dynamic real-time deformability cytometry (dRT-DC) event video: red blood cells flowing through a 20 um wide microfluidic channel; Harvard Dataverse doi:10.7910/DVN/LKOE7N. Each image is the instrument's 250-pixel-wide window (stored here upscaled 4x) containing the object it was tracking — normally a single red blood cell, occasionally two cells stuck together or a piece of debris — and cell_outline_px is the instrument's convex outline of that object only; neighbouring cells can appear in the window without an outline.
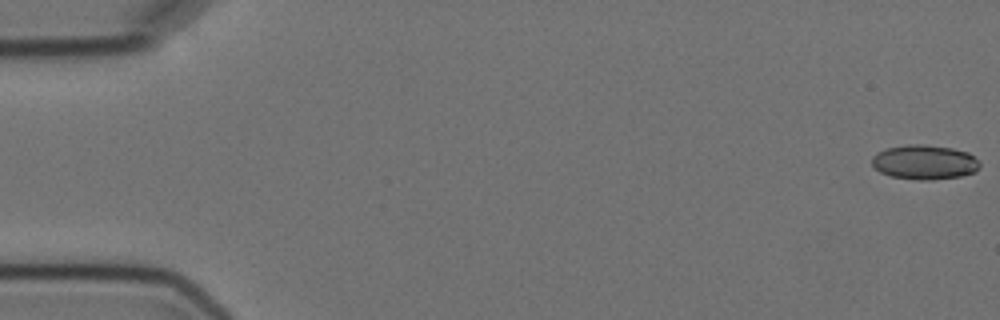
{"species": "Egyptian fruit bat (a non-hibernating species)", "species_latin": "Rousettus aegyptiacus", "temperature_condition": "cold", "stored_images_in_passage": 6, "camera_frame_rate_fps": 3000, "um_per_image_px": 0.085, "animal": {"sex": "female"}, "frame": {"image": 1, "passage_image": 1, "time_ms": 0.0, "image_size_px": [1000, 320], "cell_outline_px": [[980, 168], [976, 172], [960, 176], [932, 180], [916, 180], [892, 176], [880, 172], [872, 164], [872, 156], [876, 152], [884, 148], [908, 144], [920, 144], [952, 148], [968, 152], [980, 160]], "centroid_in_image_um": [78.6, 13.78], "position_along_channel_um": 6.4, "area_um2": 21.96}}
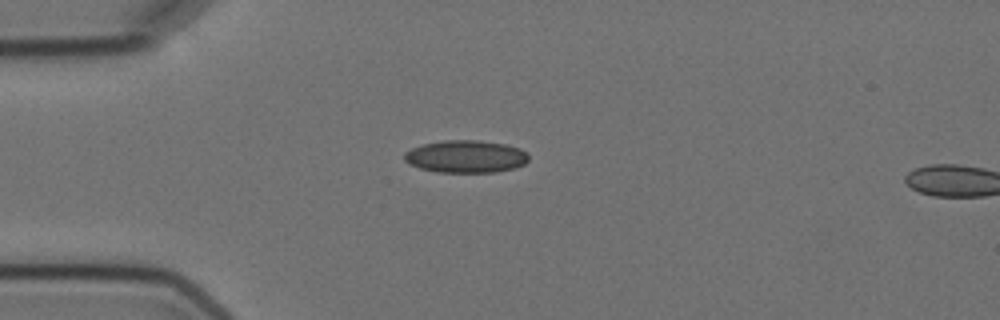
{"frame": {"image": 2, "passage_image": 5, "time_ms": 4.667, "image_size_px": [1000, 320], "cell_outline_px": [[528, 160], [524, 164], [516, 168], [496, 172], [436, 172], [420, 168], [408, 164], [404, 160], [404, 152], [412, 148], [424, 144], [444, 140], [480, 140], [504, 144], [520, 148], [528, 156]], "centroid_in_image_um": [39.58, 13.31], "position_along_channel_um": 45.4, "area_um2": 23.58}}